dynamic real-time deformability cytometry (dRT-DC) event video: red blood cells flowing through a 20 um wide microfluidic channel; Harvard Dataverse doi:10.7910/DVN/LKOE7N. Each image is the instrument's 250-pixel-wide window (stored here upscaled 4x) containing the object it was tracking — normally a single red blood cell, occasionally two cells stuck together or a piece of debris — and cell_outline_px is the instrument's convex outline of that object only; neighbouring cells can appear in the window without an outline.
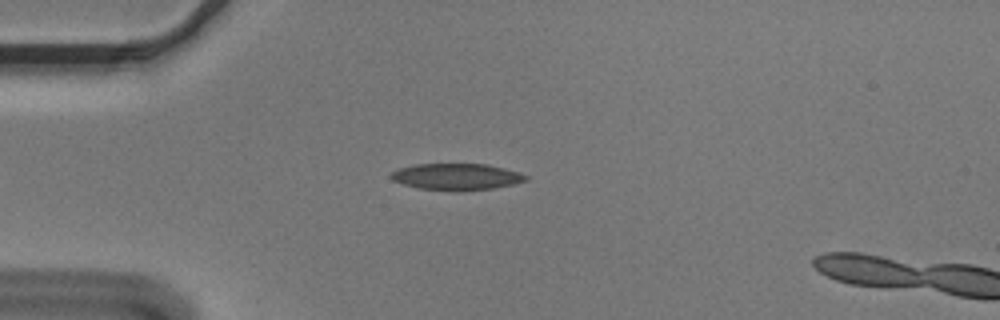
{"species": "Egyptian fruit bat (a non-hibernating species)", "species_latin": "Rousettus aegyptiacus", "temperature_condition": "cold", "stored_images_in_passage": 5, "camera_frame_rate_fps": 3000, "um_per_image_px": 0.085, "animal": {"sex": "male"}, "frame": {"image": 1, "passage_image": 2, "time_ms": 0.333, "image_size_px": [1000, 320], "cell_outline_px": [[528, 180], [512, 184], [492, 188], [420, 188], [404, 184], [392, 180], [388, 176], [392, 172], [400, 168], [416, 164], [488, 164], [520, 172], [528, 176]], "centroid_in_image_um": [38.81, 14.97], "position_along_channel_um": 46.2, "area_um2": 19.88}}